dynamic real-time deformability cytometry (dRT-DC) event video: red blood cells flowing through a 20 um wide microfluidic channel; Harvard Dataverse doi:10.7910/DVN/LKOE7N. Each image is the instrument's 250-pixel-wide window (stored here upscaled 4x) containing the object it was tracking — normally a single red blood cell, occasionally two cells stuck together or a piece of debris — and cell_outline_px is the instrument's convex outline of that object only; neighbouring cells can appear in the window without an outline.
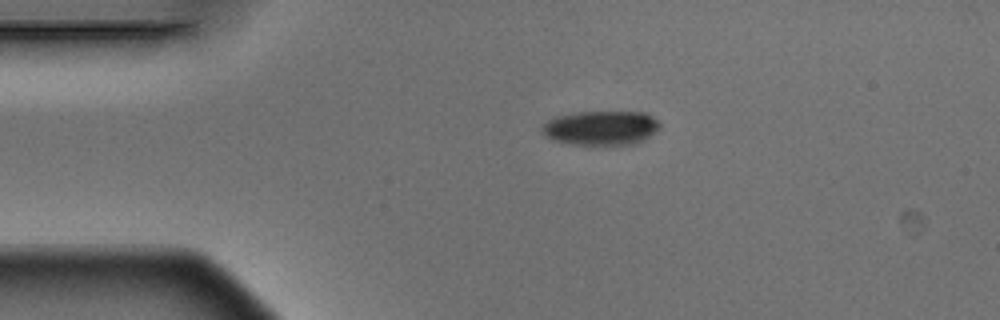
{"species": "Egyptian fruit bat (a non-hibernating species)", "species_latin": "Rousettus aegyptiacus", "temperature_condition": "warm", "stored_images_in_passage": 2, "camera_frame_rate_fps": 3000, "um_per_image_px": 0.085, "animal": {"sex": "male"}, "frame": {"image": 1, "passage_image": 1, "time_ms": 0.0, "image_size_px": [1000, 320], "cell_outline_px": [[660, 128], [644, 140], [636, 144], [572, 144], [552, 140], [544, 136], [540, 132], [540, 128], [548, 120], [556, 116], [576, 112], [644, 112], [652, 116], [660, 124]], "centroid_in_image_um": [51.05, 10.87], "position_along_channel_um": 33.9, "area_um2": 23.64}}